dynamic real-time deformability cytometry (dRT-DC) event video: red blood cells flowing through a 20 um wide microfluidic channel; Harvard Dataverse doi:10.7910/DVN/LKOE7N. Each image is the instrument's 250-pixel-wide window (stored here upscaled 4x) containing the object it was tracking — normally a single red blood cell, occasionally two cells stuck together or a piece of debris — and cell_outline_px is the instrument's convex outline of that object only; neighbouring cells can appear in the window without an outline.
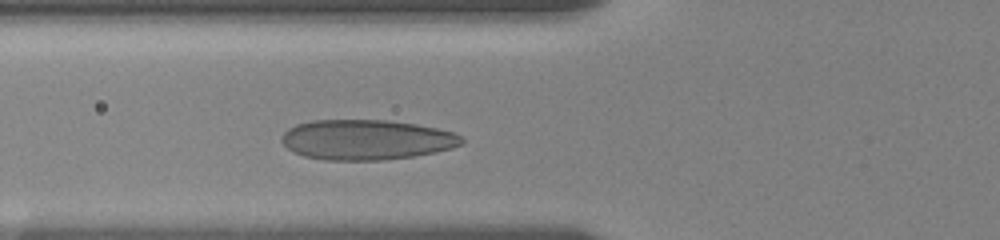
{"species": "human", "species_latin": "Homo sapiens", "temperature_condition": "room temperature", "stored_images_in_passage": 28, "camera_frame_rate_fps": 3000, "um_per_image_px": 0.085, "donor": {"sex": "female"}, "frame": {"image": 1, "passage_image": 8, "time_ms": 3.667, "image_size_px": [1000, 240], "cell_outline_px": [[464, 144], [452, 148], [436, 152], [412, 156], [384, 160], [324, 160], [304, 156], [292, 152], [280, 140], [284, 132], [288, 128], [296, 124], [312, 120], [384, 120], [416, 124], [436, 128], [452, 132], [460, 136], [464, 140]], "centroid_in_image_um": [31.13, 11.88], "position_along_channel_um": 94.7, "area_um2": 42.19}}
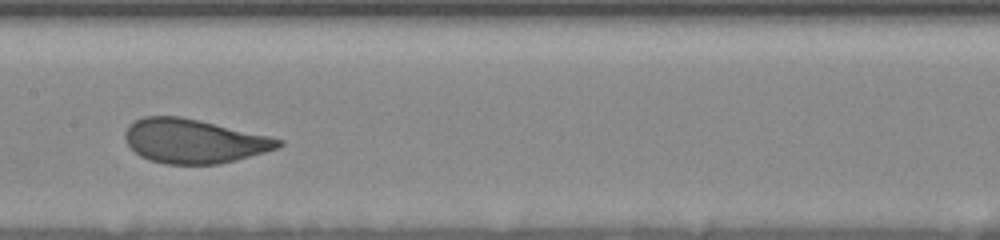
{"frame": {"image": 2, "passage_image": 13, "time_ms": 6.333, "image_size_px": [1000, 240], "cell_outline_px": [[284, 144], [280, 148], [236, 160], [220, 164], [164, 164], [148, 160], [140, 156], [124, 140], [124, 132], [136, 120], [144, 116], [180, 116], [200, 120], [268, 136], [284, 140]], "centroid_in_image_um": [16.49, 12.0], "position_along_channel_um": 190.9, "area_um2": 39.42}}
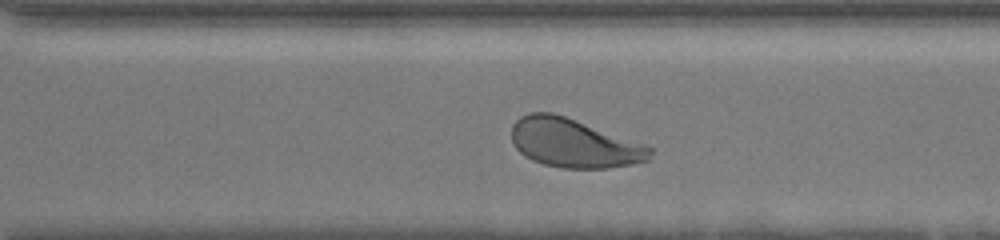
{"frame": {"image": 3, "passage_image": 23, "time_ms": 10.0, "image_size_px": [1000, 240], "cell_outline_px": [[652, 152], [648, 160], [632, 164], [608, 168], [560, 168], [544, 164], [532, 160], [524, 156], [516, 148], [512, 140], [512, 124], [520, 116], [528, 112], [552, 112], [648, 144], [652, 148]], "centroid_in_image_um": [48.79, 12.16], "position_along_channel_um": 321.8, "area_um2": 39.65}, "authors_computed_cell_mechanics": {"area_um2": 39.7086, "velocity_mm_per_s": 3.5809, "shape_relaxation_time_tau1_ms": 2.924, "shape_relaxation_time_tau2_ms": null, "deformation_change_tau1": 0.1247, "deformation_change_tau2": null}}